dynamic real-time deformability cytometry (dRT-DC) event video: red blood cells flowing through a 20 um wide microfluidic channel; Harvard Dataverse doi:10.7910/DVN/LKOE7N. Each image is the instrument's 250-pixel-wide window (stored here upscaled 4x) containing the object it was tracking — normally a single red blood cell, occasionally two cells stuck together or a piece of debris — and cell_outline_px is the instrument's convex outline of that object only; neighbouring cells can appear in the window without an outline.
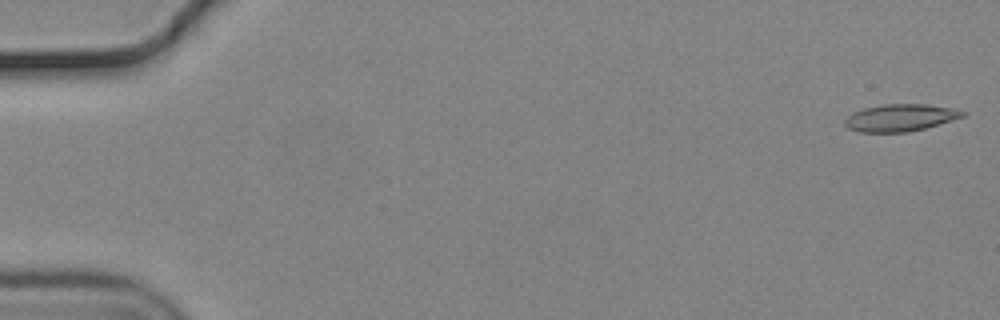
{"species": "common noctule bat (a hibernating species)", "species_latin": "Nyctalus noctula", "temperature_condition": "cold", "stored_images_in_passage": 16, "camera_frame_rate_fps": 3000, "um_per_image_px": 0.085, "animal": {"sex": "male", "body_mass_g": 19.2, "forearm_length_mm": 51.8}, "frame": {"image": 1, "passage_image": 1, "time_ms": 0.0, "image_size_px": [1000, 320], "cell_outline_px": [[968, 112], [964, 116], [924, 128], [908, 132], [860, 132], [848, 128], [844, 124], [844, 120], [852, 112], [864, 108], [884, 104], [924, 104], [948, 108]], "centroid_in_image_um": [76.47, 10.01], "position_along_channel_um": 8.5, "area_um2": 18.38}}
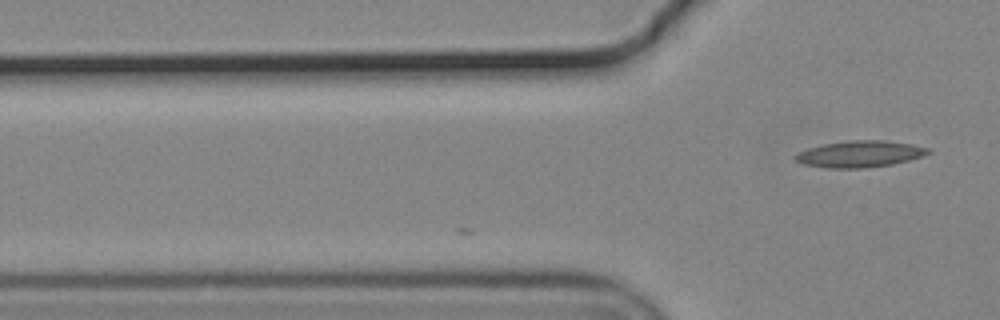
{"frame": {"image": 2, "passage_image": 16, "time_ms": 5.0, "image_size_px": [1000, 320], "cell_outline_px": [[932, 152], [908, 160], [892, 164], [868, 168], [828, 168], [804, 164], [796, 160], [792, 156], [796, 152], [808, 148], [824, 144], [848, 140], [884, 140], [912, 144], [928, 148]], "centroid_in_image_um": [73.05, 13.09], "position_along_channel_um": 52.8, "area_um2": 20.52}}